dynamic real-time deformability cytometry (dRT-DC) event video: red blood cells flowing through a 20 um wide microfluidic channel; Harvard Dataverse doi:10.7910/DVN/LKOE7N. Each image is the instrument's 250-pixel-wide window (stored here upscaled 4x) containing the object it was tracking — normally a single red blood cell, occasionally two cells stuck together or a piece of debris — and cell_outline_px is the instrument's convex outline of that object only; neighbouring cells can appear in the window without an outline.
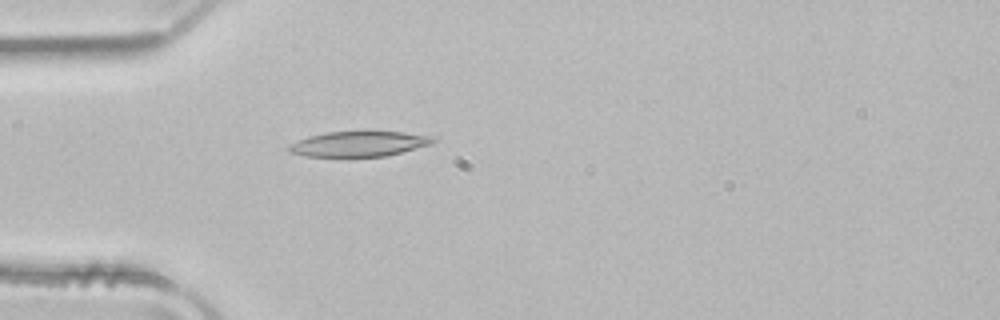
{"species": "common noctule bat (a hibernating species)", "species_latin": "Nyctalus noctula", "temperature_condition": "room temperature", "stored_images_in_passage": 37, "camera_frame_rate_fps": 3000, "um_per_image_px": 0.085, "animal": {"sex": "male", "body_mass_g": 21.5, "forearm_length_mm": 52.0}, "frame": {"image": 1, "passage_image": 1, "time_ms": 0.0, "image_size_px": [1000, 320], "cell_outline_px": [[436, 140], [432, 144], [384, 156], [304, 156], [292, 152], [288, 148], [292, 144], [308, 136], [328, 132], [364, 128], [400, 132], [428, 136]], "centroid_in_image_um": [30.53, 12.18], "position_along_channel_um": 54.5, "area_um2": 21.5}}
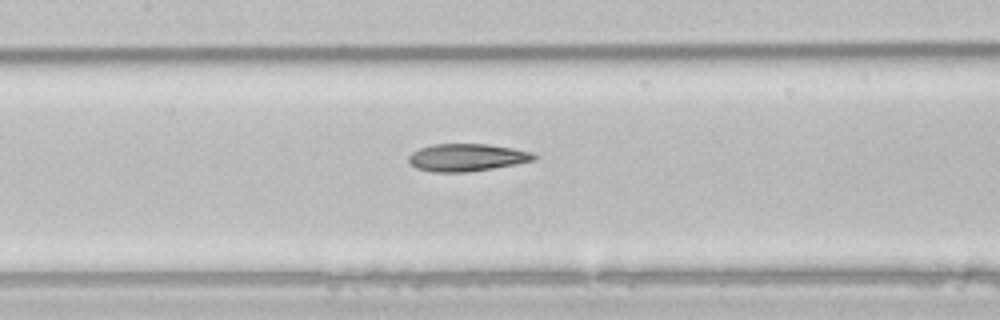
{"frame": {"image": 2, "passage_image": 10, "time_ms": 3.0, "image_size_px": [1000, 320], "cell_outline_px": [[536, 160], [516, 164], [468, 172], [432, 172], [416, 168], [408, 160], [408, 156], [412, 152], [420, 148], [432, 144], [488, 144], [512, 148], [528, 152], [536, 156]], "centroid_in_image_um": [39.64, 13.39], "position_along_channel_um": 167.8, "area_um2": 19.94}}
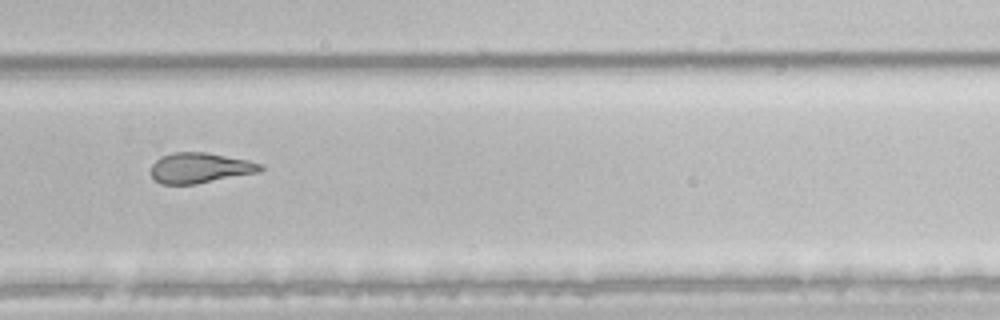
{"frame": {"image": 3, "passage_image": 21, "time_ms": 6.667, "image_size_px": [1000, 320], "cell_outline_px": [[264, 168], [260, 172], [196, 184], [160, 184], [152, 176], [152, 164], [160, 156], [172, 152], [208, 152], [248, 160], [264, 164]], "centroid_in_image_um": [17.03, 14.26], "position_along_channel_um": 312.8, "area_um2": 19.54}, "authors_computed_cell_mechanics": {"area_um2": 20.5768, "velocity_mm_per_s": 3.9841, "shape_relaxation_time_tau1_ms": 8.0108, "shape_relaxation_time_tau2_ms": 4.907, "deformation_change_tau1": 0.2295, "deformation_change_tau2": 0.1651}}